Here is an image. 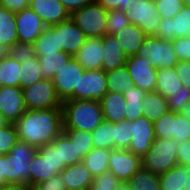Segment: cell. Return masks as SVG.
I'll return each mask as SVG.
<instances>
[{
  "instance_id": "cell-34",
  "label": "cell",
  "mask_w": 190,
  "mask_h": 190,
  "mask_svg": "<svg viewBox=\"0 0 190 190\" xmlns=\"http://www.w3.org/2000/svg\"><path fill=\"white\" fill-rule=\"evenodd\" d=\"M21 63L10 56L0 60V85L19 87Z\"/></svg>"
},
{
  "instance_id": "cell-33",
  "label": "cell",
  "mask_w": 190,
  "mask_h": 190,
  "mask_svg": "<svg viewBox=\"0 0 190 190\" xmlns=\"http://www.w3.org/2000/svg\"><path fill=\"white\" fill-rule=\"evenodd\" d=\"M30 165V185L40 184L58 174L56 170H52L51 163L48 161L47 157L41 156L38 152H36L30 161Z\"/></svg>"
},
{
  "instance_id": "cell-50",
  "label": "cell",
  "mask_w": 190,
  "mask_h": 190,
  "mask_svg": "<svg viewBox=\"0 0 190 190\" xmlns=\"http://www.w3.org/2000/svg\"><path fill=\"white\" fill-rule=\"evenodd\" d=\"M31 190H66L61 173L56 174L40 184L30 185Z\"/></svg>"
},
{
  "instance_id": "cell-39",
  "label": "cell",
  "mask_w": 190,
  "mask_h": 190,
  "mask_svg": "<svg viewBox=\"0 0 190 190\" xmlns=\"http://www.w3.org/2000/svg\"><path fill=\"white\" fill-rule=\"evenodd\" d=\"M155 138H173L175 135V112L168 111L153 122Z\"/></svg>"
},
{
  "instance_id": "cell-41",
  "label": "cell",
  "mask_w": 190,
  "mask_h": 190,
  "mask_svg": "<svg viewBox=\"0 0 190 190\" xmlns=\"http://www.w3.org/2000/svg\"><path fill=\"white\" fill-rule=\"evenodd\" d=\"M116 149H129L132 138V121L124 120L115 123Z\"/></svg>"
},
{
  "instance_id": "cell-23",
  "label": "cell",
  "mask_w": 190,
  "mask_h": 190,
  "mask_svg": "<svg viewBox=\"0 0 190 190\" xmlns=\"http://www.w3.org/2000/svg\"><path fill=\"white\" fill-rule=\"evenodd\" d=\"M100 102L104 120L113 123L125 120L126 101L122 93L108 91Z\"/></svg>"
},
{
  "instance_id": "cell-32",
  "label": "cell",
  "mask_w": 190,
  "mask_h": 190,
  "mask_svg": "<svg viewBox=\"0 0 190 190\" xmlns=\"http://www.w3.org/2000/svg\"><path fill=\"white\" fill-rule=\"evenodd\" d=\"M126 101L125 120H136L143 116L142 100L146 95V91L138 87H131L123 93Z\"/></svg>"
},
{
  "instance_id": "cell-45",
  "label": "cell",
  "mask_w": 190,
  "mask_h": 190,
  "mask_svg": "<svg viewBox=\"0 0 190 190\" xmlns=\"http://www.w3.org/2000/svg\"><path fill=\"white\" fill-rule=\"evenodd\" d=\"M161 18H174L184 7L182 0H155Z\"/></svg>"
},
{
  "instance_id": "cell-17",
  "label": "cell",
  "mask_w": 190,
  "mask_h": 190,
  "mask_svg": "<svg viewBox=\"0 0 190 190\" xmlns=\"http://www.w3.org/2000/svg\"><path fill=\"white\" fill-rule=\"evenodd\" d=\"M190 33V7L184 6L174 18H162L157 34L161 39L188 37Z\"/></svg>"
},
{
  "instance_id": "cell-35",
  "label": "cell",
  "mask_w": 190,
  "mask_h": 190,
  "mask_svg": "<svg viewBox=\"0 0 190 190\" xmlns=\"http://www.w3.org/2000/svg\"><path fill=\"white\" fill-rule=\"evenodd\" d=\"M107 90L110 92L124 93L129 88L133 87V81L130 78V73L124 65L118 69L106 72Z\"/></svg>"
},
{
  "instance_id": "cell-25",
  "label": "cell",
  "mask_w": 190,
  "mask_h": 190,
  "mask_svg": "<svg viewBox=\"0 0 190 190\" xmlns=\"http://www.w3.org/2000/svg\"><path fill=\"white\" fill-rule=\"evenodd\" d=\"M142 103L143 116L151 122L157 121L163 114L170 111L167 99L156 90L146 92Z\"/></svg>"
},
{
  "instance_id": "cell-13",
  "label": "cell",
  "mask_w": 190,
  "mask_h": 190,
  "mask_svg": "<svg viewBox=\"0 0 190 190\" xmlns=\"http://www.w3.org/2000/svg\"><path fill=\"white\" fill-rule=\"evenodd\" d=\"M50 27L57 34L58 49L73 57L87 39L86 35L77 27L71 17Z\"/></svg>"
},
{
  "instance_id": "cell-51",
  "label": "cell",
  "mask_w": 190,
  "mask_h": 190,
  "mask_svg": "<svg viewBox=\"0 0 190 190\" xmlns=\"http://www.w3.org/2000/svg\"><path fill=\"white\" fill-rule=\"evenodd\" d=\"M174 51L179 61H189L190 60V39L185 38H175L172 40Z\"/></svg>"
},
{
  "instance_id": "cell-18",
  "label": "cell",
  "mask_w": 190,
  "mask_h": 190,
  "mask_svg": "<svg viewBox=\"0 0 190 190\" xmlns=\"http://www.w3.org/2000/svg\"><path fill=\"white\" fill-rule=\"evenodd\" d=\"M29 8L41 18L46 27L66 21L71 16L60 0H30Z\"/></svg>"
},
{
  "instance_id": "cell-49",
  "label": "cell",
  "mask_w": 190,
  "mask_h": 190,
  "mask_svg": "<svg viewBox=\"0 0 190 190\" xmlns=\"http://www.w3.org/2000/svg\"><path fill=\"white\" fill-rule=\"evenodd\" d=\"M167 101L170 111L182 112L190 102V88H187V91H177L176 93L170 94Z\"/></svg>"
},
{
  "instance_id": "cell-29",
  "label": "cell",
  "mask_w": 190,
  "mask_h": 190,
  "mask_svg": "<svg viewBox=\"0 0 190 190\" xmlns=\"http://www.w3.org/2000/svg\"><path fill=\"white\" fill-rule=\"evenodd\" d=\"M16 13L0 6V43L9 47L18 42Z\"/></svg>"
},
{
  "instance_id": "cell-60",
  "label": "cell",
  "mask_w": 190,
  "mask_h": 190,
  "mask_svg": "<svg viewBox=\"0 0 190 190\" xmlns=\"http://www.w3.org/2000/svg\"><path fill=\"white\" fill-rule=\"evenodd\" d=\"M116 190H133L128 182H121Z\"/></svg>"
},
{
  "instance_id": "cell-16",
  "label": "cell",
  "mask_w": 190,
  "mask_h": 190,
  "mask_svg": "<svg viewBox=\"0 0 190 190\" xmlns=\"http://www.w3.org/2000/svg\"><path fill=\"white\" fill-rule=\"evenodd\" d=\"M155 139L153 122L145 116L132 121V138L128 149L130 152L142 158Z\"/></svg>"
},
{
  "instance_id": "cell-38",
  "label": "cell",
  "mask_w": 190,
  "mask_h": 190,
  "mask_svg": "<svg viewBox=\"0 0 190 190\" xmlns=\"http://www.w3.org/2000/svg\"><path fill=\"white\" fill-rule=\"evenodd\" d=\"M22 74H20L19 87L24 89L33 83L43 80L41 76L39 59L36 56L28 61L21 62Z\"/></svg>"
},
{
  "instance_id": "cell-11",
  "label": "cell",
  "mask_w": 190,
  "mask_h": 190,
  "mask_svg": "<svg viewBox=\"0 0 190 190\" xmlns=\"http://www.w3.org/2000/svg\"><path fill=\"white\" fill-rule=\"evenodd\" d=\"M125 66L135 87L146 92L155 91L157 69L150 64L148 58L139 55L128 56Z\"/></svg>"
},
{
  "instance_id": "cell-22",
  "label": "cell",
  "mask_w": 190,
  "mask_h": 190,
  "mask_svg": "<svg viewBox=\"0 0 190 190\" xmlns=\"http://www.w3.org/2000/svg\"><path fill=\"white\" fill-rule=\"evenodd\" d=\"M114 37L116 38L122 51L128 57L138 54V51L147 35L138 26L130 24L114 34Z\"/></svg>"
},
{
  "instance_id": "cell-4",
  "label": "cell",
  "mask_w": 190,
  "mask_h": 190,
  "mask_svg": "<svg viewBox=\"0 0 190 190\" xmlns=\"http://www.w3.org/2000/svg\"><path fill=\"white\" fill-rule=\"evenodd\" d=\"M178 141L174 138H156L148 152L142 157V166L160 175L177 164Z\"/></svg>"
},
{
  "instance_id": "cell-52",
  "label": "cell",
  "mask_w": 190,
  "mask_h": 190,
  "mask_svg": "<svg viewBox=\"0 0 190 190\" xmlns=\"http://www.w3.org/2000/svg\"><path fill=\"white\" fill-rule=\"evenodd\" d=\"M177 164L190 166V140L178 141Z\"/></svg>"
},
{
  "instance_id": "cell-56",
  "label": "cell",
  "mask_w": 190,
  "mask_h": 190,
  "mask_svg": "<svg viewBox=\"0 0 190 190\" xmlns=\"http://www.w3.org/2000/svg\"><path fill=\"white\" fill-rule=\"evenodd\" d=\"M60 2L63 4L67 12L71 15L73 12L94 3L95 0H60Z\"/></svg>"
},
{
  "instance_id": "cell-44",
  "label": "cell",
  "mask_w": 190,
  "mask_h": 190,
  "mask_svg": "<svg viewBox=\"0 0 190 190\" xmlns=\"http://www.w3.org/2000/svg\"><path fill=\"white\" fill-rule=\"evenodd\" d=\"M120 183L121 181L112 172L107 171L93 177V182L88 190H116Z\"/></svg>"
},
{
  "instance_id": "cell-64",
  "label": "cell",
  "mask_w": 190,
  "mask_h": 190,
  "mask_svg": "<svg viewBox=\"0 0 190 190\" xmlns=\"http://www.w3.org/2000/svg\"><path fill=\"white\" fill-rule=\"evenodd\" d=\"M184 6L190 7V0H182Z\"/></svg>"
},
{
  "instance_id": "cell-19",
  "label": "cell",
  "mask_w": 190,
  "mask_h": 190,
  "mask_svg": "<svg viewBox=\"0 0 190 190\" xmlns=\"http://www.w3.org/2000/svg\"><path fill=\"white\" fill-rule=\"evenodd\" d=\"M102 37L87 38L74 58L85 70L102 69Z\"/></svg>"
},
{
  "instance_id": "cell-12",
  "label": "cell",
  "mask_w": 190,
  "mask_h": 190,
  "mask_svg": "<svg viewBox=\"0 0 190 190\" xmlns=\"http://www.w3.org/2000/svg\"><path fill=\"white\" fill-rule=\"evenodd\" d=\"M142 167V158L128 149H113L108 163V171L121 182H128Z\"/></svg>"
},
{
  "instance_id": "cell-48",
  "label": "cell",
  "mask_w": 190,
  "mask_h": 190,
  "mask_svg": "<svg viewBox=\"0 0 190 190\" xmlns=\"http://www.w3.org/2000/svg\"><path fill=\"white\" fill-rule=\"evenodd\" d=\"M177 141L190 140V119L185 117L182 112H175V135Z\"/></svg>"
},
{
  "instance_id": "cell-58",
  "label": "cell",
  "mask_w": 190,
  "mask_h": 190,
  "mask_svg": "<svg viewBox=\"0 0 190 190\" xmlns=\"http://www.w3.org/2000/svg\"><path fill=\"white\" fill-rule=\"evenodd\" d=\"M5 185L4 155H0V188Z\"/></svg>"
},
{
  "instance_id": "cell-24",
  "label": "cell",
  "mask_w": 190,
  "mask_h": 190,
  "mask_svg": "<svg viewBox=\"0 0 190 190\" xmlns=\"http://www.w3.org/2000/svg\"><path fill=\"white\" fill-rule=\"evenodd\" d=\"M155 90L167 99L170 94L176 93L177 91H187V88L182 85L175 68L168 67L157 70Z\"/></svg>"
},
{
  "instance_id": "cell-21",
  "label": "cell",
  "mask_w": 190,
  "mask_h": 190,
  "mask_svg": "<svg viewBox=\"0 0 190 190\" xmlns=\"http://www.w3.org/2000/svg\"><path fill=\"white\" fill-rule=\"evenodd\" d=\"M66 190H88L93 175L83 163L66 166L61 172Z\"/></svg>"
},
{
  "instance_id": "cell-30",
  "label": "cell",
  "mask_w": 190,
  "mask_h": 190,
  "mask_svg": "<svg viewBox=\"0 0 190 190\" xmlns=\"http://www.w3.org/2000/svg\"><path fill=\"white\" fill-rule=\"evenodd\" d=\"M52 144L59 147L60 164L71 166L82 162L83 157L78 152L75 142H71L70 138L62 132L56 137Z\"/></svg>"
},
{
  "instance_id": "cell-9",
  "label": "cell",
  "mask_w": 190,
  "mask_h": 190,
  "mask_svg": "<svg viewBox=\"0 0 190 190\" xmlns=\"http://www.w3.org/2000/svg\"><path fill=\"white\" fill-rule=\"evenodd\" d=\"M85 69L72 57L67 65L57 72L52 80L56 94L61 102L73 100L74 90H78L79 78Z\"/></svg>"
},
{
  "instance_id": "cell-43",
  "label": "cell",
  "mask_w": 190,
  "mask_h": 190,
  "mask_svg": "<svg viewBox=\"0 0 190 190\" xmlns=\"http://www.w3.org/2000/svg\"><path fill=\"white\" fill-rule=\"evenodd\" d=\"M18 141L15 124L9 123L0 129V155L8 154Z\"/></svg>"
},
{
  "instance_id": "cell-40",
  "label": "cell",
  "mask_w": 190,
  "mask_h": 190,
  "mask_svg": "<svg viewBox=\"0 0 190 190\" xmlns=\"http://www.w3.org/2000/svg\"><path fill=\"white\" fill-rule=\"evenodd\" d=\"M63 132L70 138L71 142H75V146L83 158L93 148L92 132L84 130H63Z\"/></svg>"
},
{
  "instance_id": "cell-37",
  "label": "cell",
  "mask_w": 190,
  "mask_h": 190,
  "mask_svg": "<svg viewBox=\"0 0 190 190\" xmlns=\"http://www.w3.org/2000/svg\"><path fill=\"white\" fill-rule=\"evenodd\" d=\"M33 45L37 57L61 52V49H58L57 34L51 27H46Z\"/></svg>"
},
{
  "instance_id": "cell-8",
  "label": "cell",
  "mask_w": 190,
  "mask_h": 190,
  "mask_svg": "<svg viewBox=\"0 0 190 190\" xmlns=\"http://www.w3.org/2000/svg\"><path fill=\"white\" fill-rule=\"evenodd\" d=\"M130 24L138 26L146 35H156L161 17L156 4L148 0H132L124 10Z\"/></svg>"
},
{
  "instance_id": "cell-3",
  "label": "cell",
  "mask_w": 190,
  "mask_h": 190,
  "mask_svg": "<svg viewBox=\"0 0 190 190\" xmlns=\"http://www.w3.org/2000/svg\"><path fill=\"white\" fill-rule=\"evenodd\" d=\"M36 152L37 148L35 146L19 140L17 141L9 153L4 155L5 184H30V161Z\"/></svg>"
},
{
  "instance_id": "cell-15",
  "label": "cell",
  "mask_w": 190,
  "mask_h": 190,
  "mask_svg": "<svg viewBox=\"0 0 190 190\" xmlns=\"http://www.w3.org/2000/svg\"><path fill=\"white\" fill-rule=\"evenodd\" d=\"M26 110L23 89L0 86V111L9 123L15 124Z\"/></svg>"
},
{
  "instance_id": "cell-36",
  "label": "cell",
  "mask_w": 190,
  "mask_h": 190,
  "mask_svg": "<svg viewBox=\"0 0 190 190\" xmlns=\"http://www.w3.org/2000/svg\"><path fill=\"white\" fill-rule=\"evenodd\" d=\"M133 190H161L157 174L143 166L128 181Z\"/></svg>"
},
{
  "instance_id": "cell-55",
  "label": "cell",
  "mask_w": 190,
  "mask_h": 190,
  "mask_svg": "<svg viewBox=\"0 0 190 190\" xmlns=\"http://www.w3.org/2000/svg\"><path fill=\"white\" fill-rule=\"evenodd\" d=\"M132 0H95L105 10H121L124 11Z\"/></svg>"
},
{
  "instance_id": "cell-6",
  "label": "cell",
  "mask_w": 190,
  "mask_h": 190,
  "mask_svg": "<svg viewBox=\"0 0 190 190\" xmlns=\"http://www.w3.org/2000/svg\"><path fill=\"white\" fill-rule=\"evenodd\" d=\"M70 17L87 38L107 34V10L96 2L73 12Z\"/></svg>"
},
{
  "instance_id": "cell-1",
  "label": "cell",
  "mask_w": 190,
  "mask_h": 190,
  "mask_svg": "<svg viewBox=\"0 0 190 190\" xmlns=\"http://www.w3.org/2000/svg\"><path fill=\"white\" fill-rule=\"evenodd\" d=\"M18 140L40 147L50 144L63 132L62 108L26 110L15 123Z\"/></svg>"
},
{
  "instance_id": "cell-54",
  "label": "cell",
  "mask_w": 190,
  "mask_h": 190,
  "mask_svg": "<svg viewBox=\"0 0 190 190\" xmlns=\"http://www.w3.org/2000/svg\"><path fill=\"white\" fill-rule=\"evenodd\" d=\"M0 6L13 13H18L23 9L29 8L30 0H0Z\"/></svg>"
},
{
  "instance_id": "cell-28",
  "label": "cell",
  "mask_w": 190,
  "mask_h": 190,
  "mask_svg": "<svg viewBox=\"0 0 190 190\" xmlns=\"http://www.w3.org/2000/svg\"><path fill=\"white\" fill-rule=\"evenodd\" d=\"M111 149L92 148L82 159L83 165L91 172L93 177L108 171Z\"/></svg>"
},
{
  "instance_id": "cell-7",
  "label": "cell",
  "mask_w": 190,
  "mask_h": 190,
  "mask_svg": "<svg viewBox=\"0 0 190 190\" xmlns=\"http://www.w3.org/2000/svg\"><path fill=\"white\" fill-rule=\"evenodd\" d=\"M23 99L28 110L62 108L51 79H43L24 88Z\"/></svg>"
},
{
  "instance_id": "cell-62",
  "label": "cell",
  "mask_w": 190,
  "mask_h": 190,
  "mask_svg": "<svg viewBox=\"0 0 190 190\" xmlns=\"http://www.w3.org/2000/svg\"><path fill=\"white\" fill-rule=\"evenodd\" d=\"M183 115L190 119V102L189 104L183 109Z\"/></svg>"
},
{
  "instance_id": "cell-63",
  "label": "cell",
  "mask_w": 190,
  "mask_h": 190,
  "mask_svg": "<svg viewBox=\"0 0 190 190\" xmlns=\"http://www.w3.org/2000/svg\"><path fill=\"white\" fill-rule=\"evenodd\" d=\"M185 190H190V177L185 182Z\"/></svg>"
},
{
  "instance_id": "cell-31",
  "label": "cell",
  "mask_w": 190,
  "mask_h": 190,
  "mask_svg": "<svg viewBox=\"0 0 190 190\" xmlns=\"http://www.w3.org/2000/svg\"><path fill=\"white\" fill-rule=\"evenodd\" d=\"M115 123L103 120L92 132L94 148L116 149Z\"/></svg>"
},
{
  "instance_id": "cell-59",
  "label": "cell",
  "mask_w": 190,
  "mask_h": 190,
  "mask_svg": "<svg viewBox=\"0 0 190 190\" xmlns=\"http://www.w3.org/2000/svg\"><path fill=\"white\" fill-rule=\"evenodd\" d=\"M10 47L0 43V60H3L5 57L9 56Z\"/></svg>"
},
{
  "instance_id": "cell-2",
  "label": "cell",
  "mask_w": 190,
  "mask_h": 190,
  "mask_svg": "<svg viewBox=\"0 0 190 190\" xmlns=\"http://www.w3.org/2000/svg\"><path fill=\"white\" fill-rule=\"evenodd\" d=\"M63 130L93 132L104 120L98 100H66L62 102Z\"/></svg>"
},
{
  "instance_id": "cell-26",
  "label": "cell",
  "mask_w": 190,
  "mask_h": 190,
  "mask_svg": "<svg viewBox=\"0 0 190 190\" xmlns=\"http://www.w3.org/2000/svg\"><path fill=\"white\" fill-rule=\"evenodd\" d=\"M158 177L161 190H185V182L190 177V166L176 165Z\"/></svg>"
},
{
  "instance_id": "cell-5",
  "label": "cell",
  "mask_w": 190,
  "mask_h": 190,
  "mask_svg": "<svg viewBox=\"0 0 190 190\" xmlns=\"http://www.w3.org/2000/svg\"><path fill=\"white\" fill-rule=\"evenodd\" d=\"M137 55L148 58L157 70L173 68L179 62L172 40H164L156 35H147Z\"/></svg>"
},
{
  "instance_id": "cell-20",
  "label": "cell",
  "mask_w": 190,
  "mask_h": 190,
  "mask_svg": "<svg viewBox=\"0 0 190 190\" xmlns=\"http://www.w3.org/2000/svg\"><path fill=\"white\" fill-rule=\"evenodd\" d=\"M103 60L102 70L108 72L125 65L127 56L122 51L114 35L105 34L102 37Z\"/></svg>"
},
{
  "instance_id": "cell-47",
  "label": "cell",
  "mask_w": 190,
  "mask_h": 190,
  "mask_svg": "<svg viewBox=\"0 0 190 190\" xmlns=\"http://www.w3.org/2000/svg\"><path fill=\"white\" fill-rule=\"evenodd\" d=\"M9 56L20 63L35 58L34 45L17 42L10 47Z\"/></svg>"
},
{
  "instance_id": "cell-10",
  "label": "cell",
  "mask_w": 190,
  "mask_h": 190,
  "mask_svg": "<svg viewBox=\"0 0 190 190\" xmlns=\"http://www.w3.org/2000/svg\"><path fill=\"white\" fill-rule=\"evenodd\" d=\"M108 92L106 72L102 69L85 70L80 76L78 90L73 92V100H98Z\"/></svg>"
},
{
  "instance_id": "cell-53",
  "label": "cell",
  "mask_w": 190,
  "mask_h": 190,
  "mask_svg": "<svg viewBox=\"0 0 190 190\" xmlns=\"http://www.w3.org/2000/svg\"><path fill=\"white\" fill-rule=\"evenodd\" d=\"M182 85L190 88V63L189 61H179L174 67Z\"/></svg>"
},
{
  "instance_id": "cell-14",
  "label": "cell",
  "mask_w": 190,
  "mask_h": 190,
  "mask_svg": "<svg viewBox=\"0 0 190 190\" xmlns=\"http://www.w3.org/2000/svg\"><path fill=\"white\" fill-rule=\"evenodd\" d=\"M15 20L20 43L33 44L46 29V25L31 8L16 13Z\"/></svg>"
},
{
  "instance_id": "cell-57",
  "label": "cell",
  "mask_w": 190,
  "mask_h": 190,
  "mask_svg": "<svg viewBox=\"0 0 190 190\" xmlns=\"http://www.w3.org/2000/svg\"><path fill=\"white\" fill-rule=\"evenodd\" d=\"M0 190H31L28 183H7Z\"/></svg>"
},
{
  "instance_id": "cell-46",
  "label": "cell",
  "mask_w": 190,
  "mask_h": 190,
  "mask_svg": "<svg viewBox=\"0 0 190 190\" xmlns=\"http://www.w3.org/2000/svg\"><path fill=\"white\" fill-rule=\"evenodd\" d=\"M37 152L47 157L52 170H56L57 173H61L66 167L65 164H60L59 147H55L52 143L37 147Z\"/></svg>"
},
{
  "instance_id": "cell-61",
  "label": "cell",
  "mask_w": 190,
  "mask_h": 190,
  "mask_svg": "<svg viewBox=\"0 0 190 190\" xmlns=\"http://www.w3.org/2000/svg\"><path fill=\"white\" fill-rule=\"evenodd\" d=\"M8 124H9V122L5 119L2 112L0 111V129L4 128Z\"/></svg>"
},
{
  "instance_id": "cell-42",
  "label": "cell",
  "mask_w": 190,
  "mask_h": 190,
  "mask_svg": "<svg viewBox=\"0 0 190 190\" xmlns=\"http://www.w3.org/2000/svg\"><path fill=\"white\" fill-rule=\"evenodd\" d=\"M130 25V21L124 11L109 10L107 11V34L114 35L118 31Z\"/></svg>"
},
{
  "instance_id": "cell-27",
  "label": "cell",
  "mask_w": 190,
  "mask_h": 190,
  "mask_svg": "<svg viewBox=\"0 0 190 190\" xmlns=\"http://www.w3.org/2000/svg\"><path fill=\"white\" fill-rule=\"evenodd\" d=\"M72 57L63 51L38 57L42 79H52Z\"/></svg>"
}]
</instances>
